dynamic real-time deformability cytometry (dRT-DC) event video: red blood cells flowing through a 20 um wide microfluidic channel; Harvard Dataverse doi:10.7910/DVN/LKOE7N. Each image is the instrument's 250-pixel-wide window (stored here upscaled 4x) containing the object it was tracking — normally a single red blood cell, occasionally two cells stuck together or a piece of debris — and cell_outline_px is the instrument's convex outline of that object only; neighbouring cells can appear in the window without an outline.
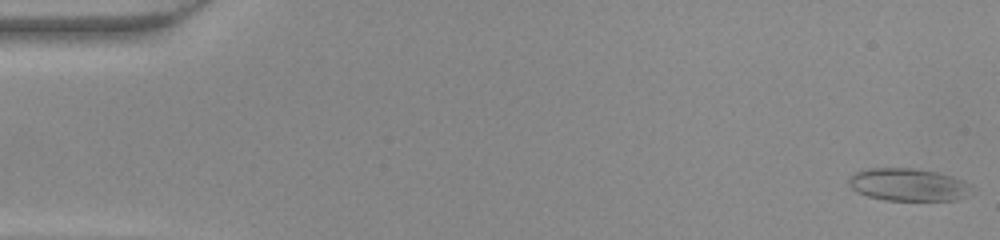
{"species": "common noctule bat (a hibernating species)", "species_latin": "Nyctalus noctula", "temperature_condition": "warm", "stored_images_in_passage": 48, "camera_frame_rate_fps": 3000, "um_per_image_px": 0.085, "animal": {"sex": "female", "body_mass_g": 22.0, "forearm_length_mm": 56.7}, "frame": {"image": 1, "passage_image": 1, "time_ms": 0.0, "image_size_px": [1000, 240], "cell_outline_px": [[968, 184], [960, 196], [956, 200], [884, 200], [868, 196], [856, 192], [848, 184], [848, 180], [856, 172], [868, 168], [912, 168], [936, 172], [952, 176], [964, 180]], "centroid_in_image_um": [77.07, 15.68], "position_along_channel_um": 7.9, "area_um2": 22.72}}
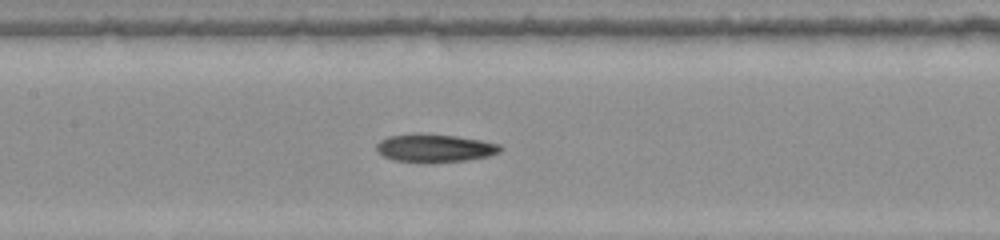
{"frame": {"image": 2, "passage_image": 23, "time_ms": 7.333, "image_size_px": [1000, 240], "cell_outline_px": [[500, 152], [488, 156], [468, 160], [432, 164], [420, 164], [392, 160], [384, 156], [376, 148], [376, 144], [380, 140], [388, 136], [412, 132], [416, 132], [456, 136], [480, 140], [500, 144]], "centroid_in_image_um": [36.9, 12.6], "position_along_channel_um": 170.5, "area_um2": 20.92}}
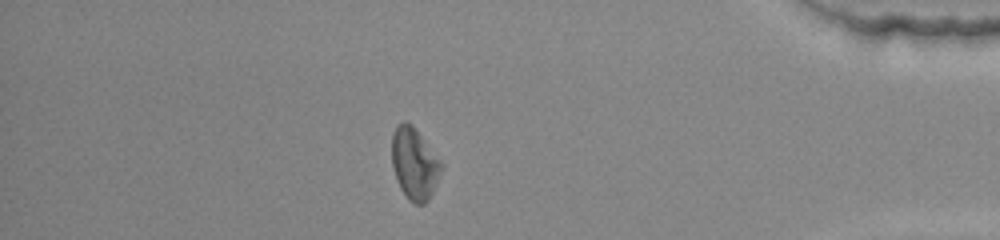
{"frame": {"image": 3, "passage_image": 42, "time_ms": 13.667, "image_size_px": [1000, 240], "cell_outline_px": [[444, 168], [428, 200], [424, 204], [416, 204], [408, 200], [400, 188], [396, 180], [392, 164], [392, 136], [396, 128], [404, 120], [412, 124], [444, 164]], "centroid_in_image_um": [35.24, 13.93], "position_along_channel_um": 400.0, "area_um2": 20.75}}